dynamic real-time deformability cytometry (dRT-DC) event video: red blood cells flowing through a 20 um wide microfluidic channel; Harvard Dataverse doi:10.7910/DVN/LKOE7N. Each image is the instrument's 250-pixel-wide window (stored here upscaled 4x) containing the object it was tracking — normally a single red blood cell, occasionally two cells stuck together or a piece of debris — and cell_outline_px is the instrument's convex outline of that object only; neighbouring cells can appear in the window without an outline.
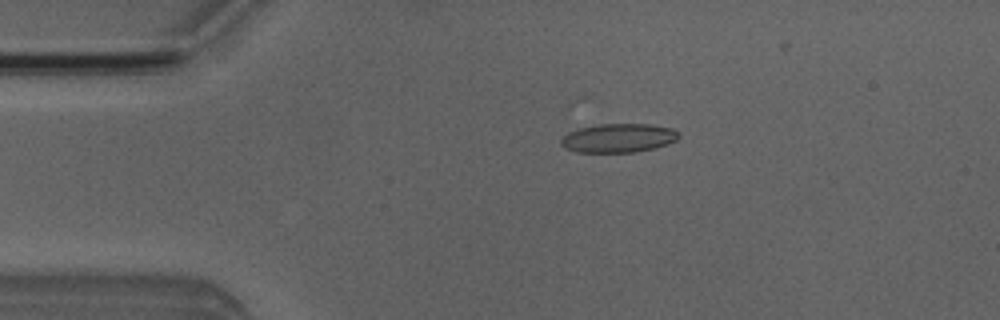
{"species": "Egyptian fruit bat (a non-hibernating species)", "species_latin": "Rousettus aegyptiacus", "temperature_condition": "room temperature", "stored_images_in_passage": 4, "camera_frame_rate_fps": 3000, "um_per_image_px": 0.085, "animal": {"sex": "male"}, "frame": {"image": 1, "passage_image": 3, "time_ms": 2.333, "image_size_px": [1000, 320], "cell_outline_px": [[680, 136], [676, 140], [668, 144], [656, 148], [636, 152], [576, 152], [564, 148], [560, 144], [560, 140], [568, 132], [580, 128], [600, 124], [648, 124], [672, 128], [680, 132]], "centroid_in_image_um": [52.58, 11.74], "position_along_channel_um": 32.4, "area_um2": 19.94}}